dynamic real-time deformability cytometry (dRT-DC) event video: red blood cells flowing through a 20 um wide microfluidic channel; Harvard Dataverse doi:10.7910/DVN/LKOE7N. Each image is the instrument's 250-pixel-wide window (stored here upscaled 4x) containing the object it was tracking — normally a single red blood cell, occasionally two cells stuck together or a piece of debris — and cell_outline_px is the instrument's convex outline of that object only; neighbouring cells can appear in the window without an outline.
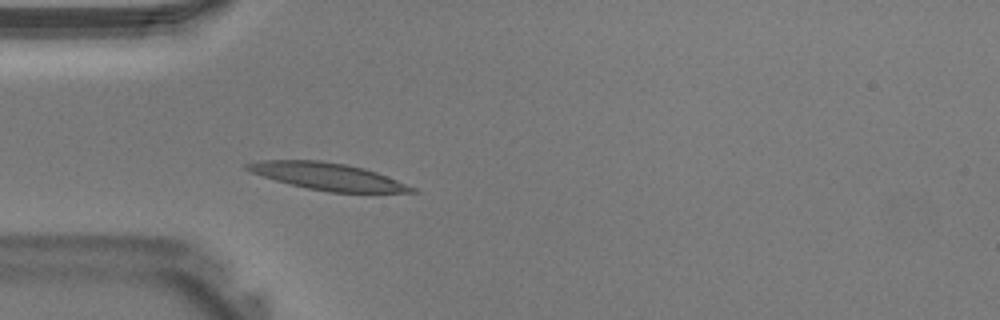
{"species": "Egyptian fruit bat (a non-hibernating species)", "species_latin": "Rousettus aegyptiacus", "temperature_condition": "warm", "stored_images_in_passage": 39, "camera_frame_rate_fps": 3000, "um_per_image_px": 0.085, "animal": {"sex": "male"}, "frame": {"image": 1, "passage_image": 10, "time_ms": 3.0, "image_size_px": [1000, 320], "cell_outline_px": [[420, 192], [328, 192], [308, 188], [276, 180], [252, 172], [244, 168], [244, 164], [260, 160], [320, 160], [344, 164], [364, 168], [376, 172], [416, 188]], "centroid_in_image_um": [27.84, 14.99], "position_along_channel_um": 57.2, "area_um2": 25.55}}
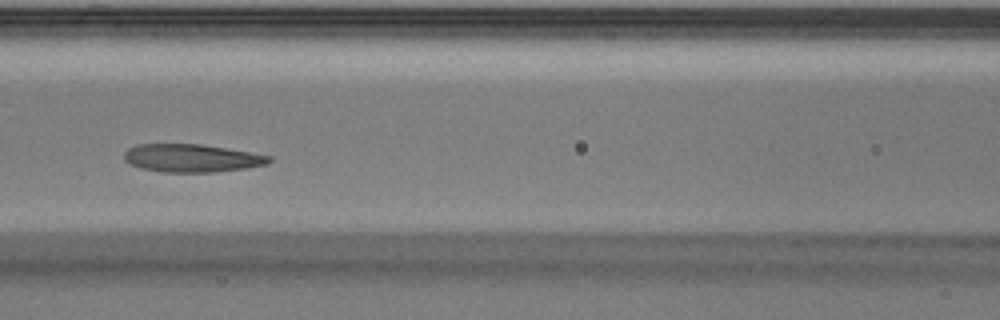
{"frame": {"image": 2, "passage_image": 16, "time_ms": 5.0, "image_size_px": [1000, 320], "cell_outline_px": [[272, 160], [268, 164], [244, 168], [216, 172], [160, 172], [140, 168], [128, 164], [124, 160], [124, 152], [128, 148], [136, 144], [200, 144], [272, 156]], "centroid_in_image_um": [16.24, 13.44], "position_along_channel_um": 150.4, "area_um2": 23.7}}
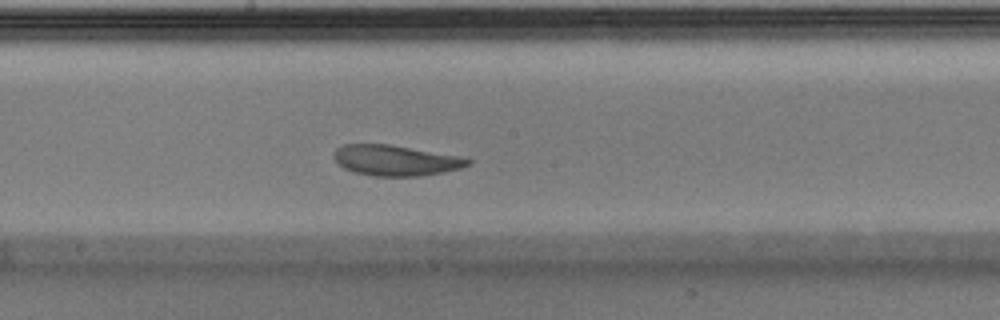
{"frame": {"image": 3, "passage_image": 20, "time_ms": 6.333, "image_size_px": [1000, 320], "cell_outline_px": [[472, 160], [468, 164], [460, 168], [444, 172], [420, 176], [372, 176], [352, 172], [344, 168], [332, 156], [336, 148], [344, 144], [388, 144], [460, 156]], "centroid_in_image_um": [33.59, 13.63], "position_along_channel_um": 214.6, "area_um2": 23.81}}